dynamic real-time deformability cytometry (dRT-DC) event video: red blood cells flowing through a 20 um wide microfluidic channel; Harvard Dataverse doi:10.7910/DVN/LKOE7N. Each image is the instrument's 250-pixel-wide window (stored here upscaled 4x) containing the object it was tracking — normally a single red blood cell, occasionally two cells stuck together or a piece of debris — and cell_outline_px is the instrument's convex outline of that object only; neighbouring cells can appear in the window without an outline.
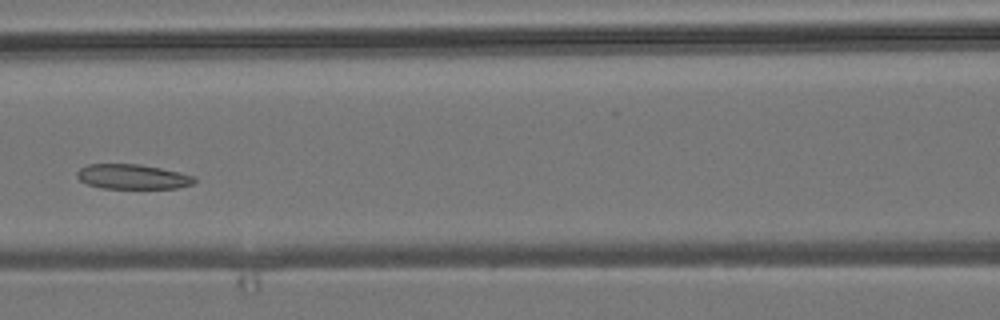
{"species": "common noctule bat (a hibernating species)", "species_latin": "Nyctalus noctula", "temperature_condition": "room temperature", "stored_images_in_passage": 6, "camera_frame_rate_fps": 3000, "um_per_image_px": 0.085, "animal": {"sex": "male", "body_mass_g": 19.2, "forearm_length_mm": 51.8}, "frame": {"image": 1, "passage_image": 5, "time_ms": 8.0, "image_size_px": [1000, 320], "cell_outline_px": [[196, 180], [192, 184], [176, 188], [100, 188], [88, 184], [80, 180], [76, 176], [76, 172], [80, 168], [88, 164], [140, 164], [180, 172], [196, 176]], "centroid_in_image_um": [11.26, 15.01], "position_along_channel_um": 155.3, "area_um2": 16.99}}
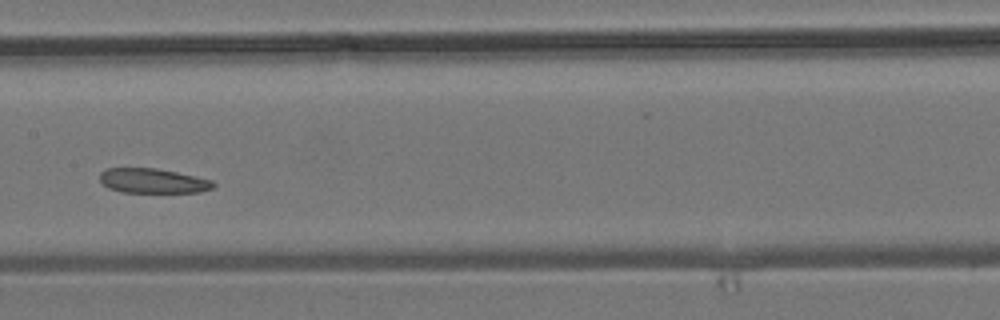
{"frame": {"image": 2, "passage_image": 6, "time_ms": 9.0, "image_size_px": [1000, 320], "cell_outline_px": [[216, 184], [212, 188], [200, 192], [120, 192], [108, 188], [100, 180], [100, 172], [104, 168], [156, 168], [176, 172], [212, 180]], "centroid_in_image_um": [12.97, 15.37], "position_along_channel_um": 194.4, "area_um2": 16.3}}